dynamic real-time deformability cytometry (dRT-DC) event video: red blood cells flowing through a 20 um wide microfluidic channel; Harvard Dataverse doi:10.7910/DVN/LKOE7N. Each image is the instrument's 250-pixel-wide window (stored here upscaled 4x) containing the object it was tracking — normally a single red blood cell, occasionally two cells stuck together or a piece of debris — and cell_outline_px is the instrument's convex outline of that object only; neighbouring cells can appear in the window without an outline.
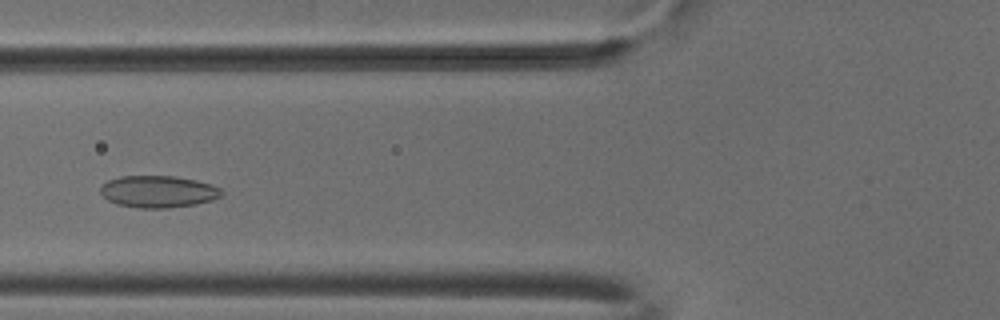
{"species": "common noctule bat (a hibernating species)", "species_latin": "Nyctalus noctula", "temperature_condition": "cold", "stored_images_in_passage": 4, "camera_frame_rate_fps": 3000, "um_per_image_px": 0.085, "animal": {"sex": "male", "body_mass_g": 18.8}, "frame": {"image": 1, "passage_image": 4, "time_ms": 1.0, "image_size_px": [1000, 320], "cell_outline_px": [[224, 192], [220, 196], [212, 200], [196, 204], [168, 208], [140, 208], [116, 204], [108, 200], [100, 192], [100, 188], [108, 180], [120, 176], [176, 176], [196, 180], [212, 184], [220, 188]], "centroid_in_image_um": [13.46, 16.28], "position_along_channel_um": 112.3, "area_um2": 22.6}}